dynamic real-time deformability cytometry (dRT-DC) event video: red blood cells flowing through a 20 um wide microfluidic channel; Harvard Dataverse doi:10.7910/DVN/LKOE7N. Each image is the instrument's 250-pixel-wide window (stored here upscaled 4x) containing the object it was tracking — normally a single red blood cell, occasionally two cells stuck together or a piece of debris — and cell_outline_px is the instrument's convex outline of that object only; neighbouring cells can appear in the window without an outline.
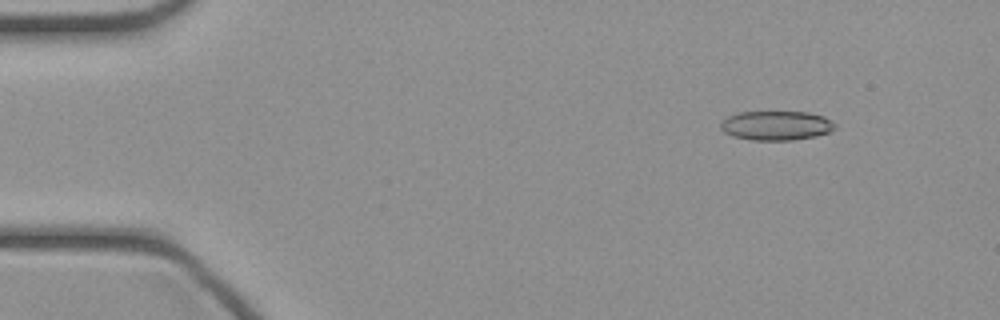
{"species": "common noctule bat (a hibernating species)", "species_latin": "Nyctalus noctula", "temperature_condition": "cold", "stored_images_in_passage": 46, "camera_frame_rate_fps": 3000, "um_per_image_px": 0.085, "animal": {"sex": "female", "body_mass_g": 21.9}, "frame": {"image": 1, "passage_image": 5, "time_ms": 1.333, "image_size_px": [1000, 320], "cell_outline_px": [[836, 128], [828, 132], [816, 136], [792, 140], [752, 140], [732, 136], [724, 132], [720, 128], [720, 124], [728, 116], [736, 112], [808, 112], [824, 116], [836, 124]], "centroid_in_image_um": [65.98, 10.67], "position_along_channel_um": 19.0, "area_um2": 19.59}}
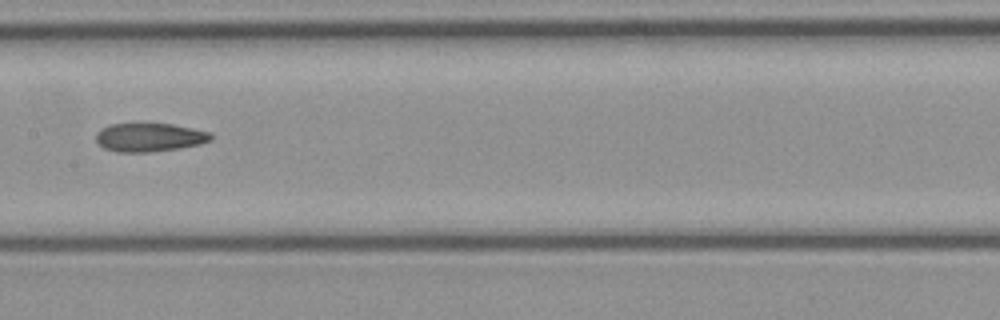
{"frame": {"image": 2, "passage_image": 23, "time_ms": 7.333, "image_size_px": [1000, 320], "cell_outline_px": [[212, 140], [200, 144], [180, 148], [148, 152], [116, 152], [104, 148], [96, 140], [96, 132], [100, 128], [108, 124], [172, 124], [212, 132]], "centroid_in_image_um": [12.7, 11.67], "position_along_channel_um": 194.7, "area_um2": 19.19}}
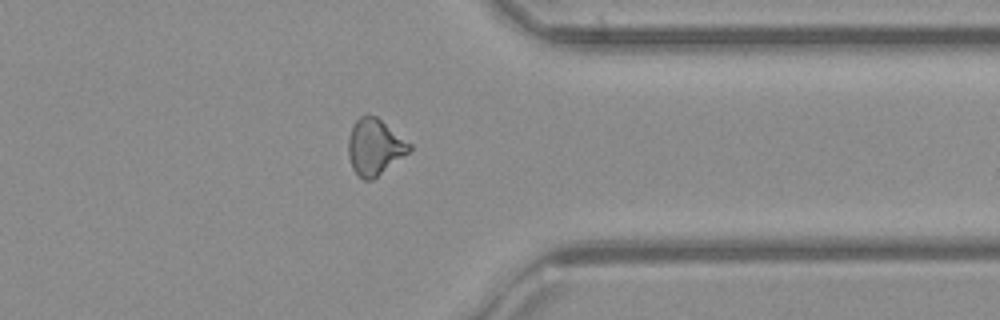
{"frame": {"image": 3, "passage_image": 36, "time_ms": 11.667, "image_size_px": [1000, 320], "cell_outline_px": [[412, 148], [408, 152], [372, 180], [364, 180], [356, 176], [352, 168], [348, 156], [348, 140], [352, 128], [356, 120], [360, 116], [376, 116], [412, 144]], "centroid_in_image_um": [31.83, 12.51], "position_along_channel_um": 379.6, "area_um2": 19.77}}